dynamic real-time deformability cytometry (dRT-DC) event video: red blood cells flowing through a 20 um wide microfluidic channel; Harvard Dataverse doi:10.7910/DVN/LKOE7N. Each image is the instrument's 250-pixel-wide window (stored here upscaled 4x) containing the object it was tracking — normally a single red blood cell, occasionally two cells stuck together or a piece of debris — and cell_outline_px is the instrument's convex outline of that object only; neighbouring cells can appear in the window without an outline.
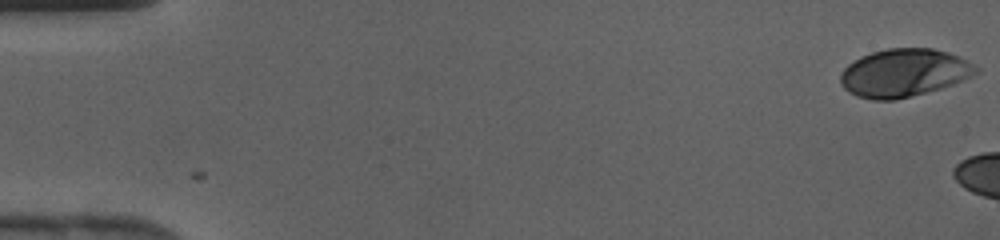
{"species": "human", "species_latin": "Homo sapiens", "temperature_condition": "cold", "stored_images_in_passage": 5, "camera_frame_rate_fps": 3000, "um_per_image_px": 0.085, "donor": {"sex": "female"}, "frame": {"image": 1, "passage_image": 1, "time_ms": 0.0, "image_size_px": [1000, 240], "cell_outline_px": [[980, 72], [972, 76], [952, 84], [940, 88], [896, 100], [872, 100], [856, 96], [848, 92], [840, 84], [840, 76], [844, 68], [848, 64], [860, 56], [872, 52], [888, 48], [932, 48], [948, 52], [980, 68]], "centroid_in_image_um": [76.8, 6.19], "position_along_channel_um": 8.2, "area_um2": 37.8}}